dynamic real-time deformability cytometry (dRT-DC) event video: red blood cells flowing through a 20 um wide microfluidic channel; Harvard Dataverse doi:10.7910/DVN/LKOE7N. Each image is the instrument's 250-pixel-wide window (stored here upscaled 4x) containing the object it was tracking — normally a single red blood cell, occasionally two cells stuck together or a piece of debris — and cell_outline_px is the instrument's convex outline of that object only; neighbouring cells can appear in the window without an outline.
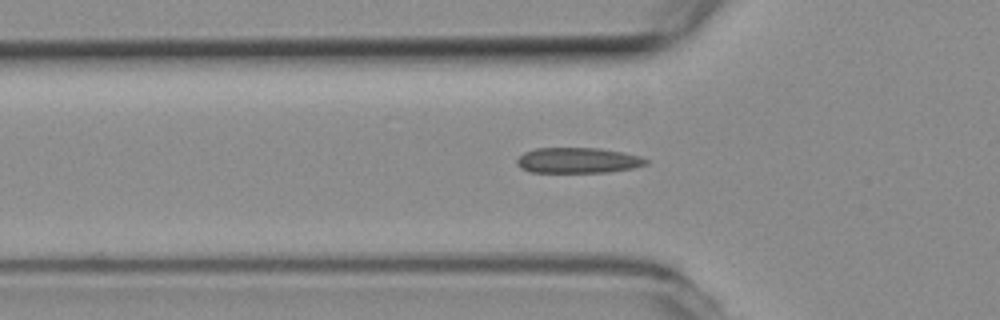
{"species": "common noctule bat (a hibernating species)", "species_latin": "Nyctalus noctula", "temperature_condition": "room temperature", "stored_images_in_passage": 8, "camera_frame_rate_fps": 3000, "um_per_image_px": 0.085, "animal": {"sex": "female", "body_mass_g": 19.3, "forearm_length_mm": 54.1}, "frame": {"image": 1, "passage_image": 6, "time_ms": 1.667, "image_size_px": [1000, 320], "cell_outline_px": [[648, 164], [632, 168], [608, 172], [528, 172], [520, 168], [516, 164], [516, 160], [524, 152], [536, 148], [600, 148], [640, 156], [648, 160]], "centroid_in_image_um": [49.09, 13.63], "position_along_channel_um": 76.7, "area_um2": 19.19}}